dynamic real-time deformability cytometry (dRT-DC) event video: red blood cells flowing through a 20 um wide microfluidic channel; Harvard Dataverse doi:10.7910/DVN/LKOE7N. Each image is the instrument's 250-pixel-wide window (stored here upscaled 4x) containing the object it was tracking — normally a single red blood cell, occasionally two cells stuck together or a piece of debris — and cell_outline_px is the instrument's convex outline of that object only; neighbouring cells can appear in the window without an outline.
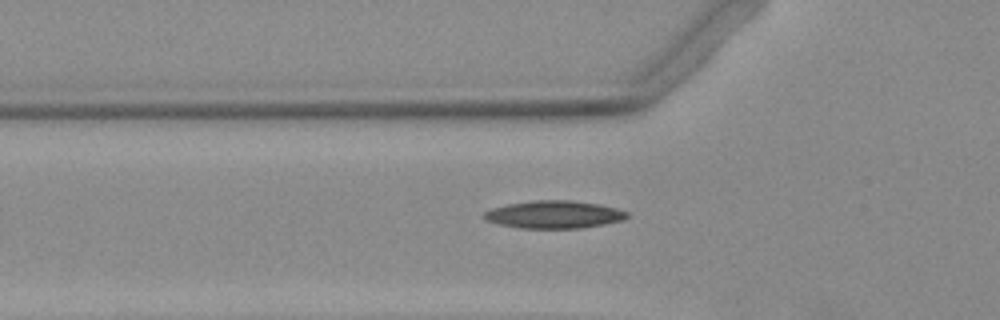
{"species": "Egyptian fruit bat (a non-hibernating species)", "species_latin": "Rousettus aegyptiacus", "temperature_condition": "warm", "stored_images_in_passage": 38, "camera_frame_rate_fps": 3000, "um_per_image_px": 0.085, "animal": {"sex": "female"}, "frame": {"image": 1, "passage_image": 3, "time_ms": 0.667, "image_size_px": [1000, 320], "cell_outline_px": [[628, 216], [624, 220], [604, 224], [580, 228], [520, 228], [496, 224], [484, 220], [480, 216], [484, 212], [492, 208], [508, 204], [536, 200], [572, 200], [600, 204], [616, 208], [628, 212]], "centroid_in_image_um": [47.06, 18.23], "position_along_channel_um": 78.7, "area_um2": 23.24}}
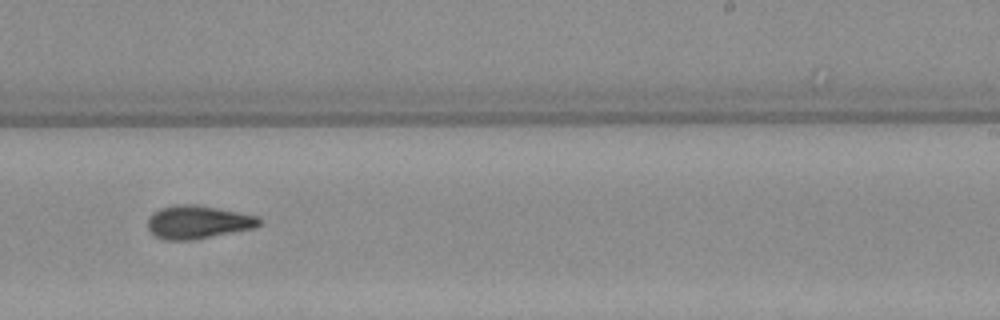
{"frame": {"image": 2, "passage_image": 18, "time_ms": 5.667, "image_size_px": [1000, 320], "cell_outline_px": [[264, 224], [256, 228], [192, 240], [164, 240], [156, 236], [148, 228], [148, 216], [160, 208], [176, 204], [196, 204], [240, 212], [260, 216]], "centroid_in_image_um": [16.88, 18.87], "position_along_channel_um": 272.1, "area_um2": 21.91}}
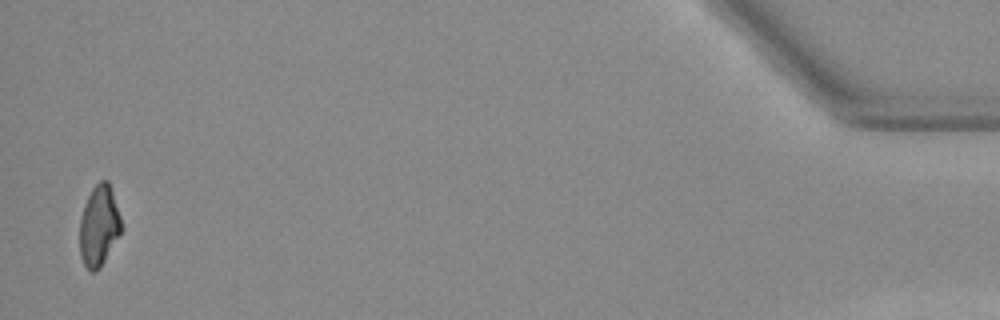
{"frame": {"image": 3, "passage_image": 37, "time_ms": 12.0, "image_size_px": [1000, 320], "cell_outline_px": [[124, 228], [100, 268], [96, 272], [92, 272], [84, 264], [80, 256], [80, 220], [84, 204], [92, 188], [100, 180], [108, 180]], "centroid_in_image_um": [8.42, 19.21], "position_along_channel_um": 426.8, "area_um2": 19.59}}